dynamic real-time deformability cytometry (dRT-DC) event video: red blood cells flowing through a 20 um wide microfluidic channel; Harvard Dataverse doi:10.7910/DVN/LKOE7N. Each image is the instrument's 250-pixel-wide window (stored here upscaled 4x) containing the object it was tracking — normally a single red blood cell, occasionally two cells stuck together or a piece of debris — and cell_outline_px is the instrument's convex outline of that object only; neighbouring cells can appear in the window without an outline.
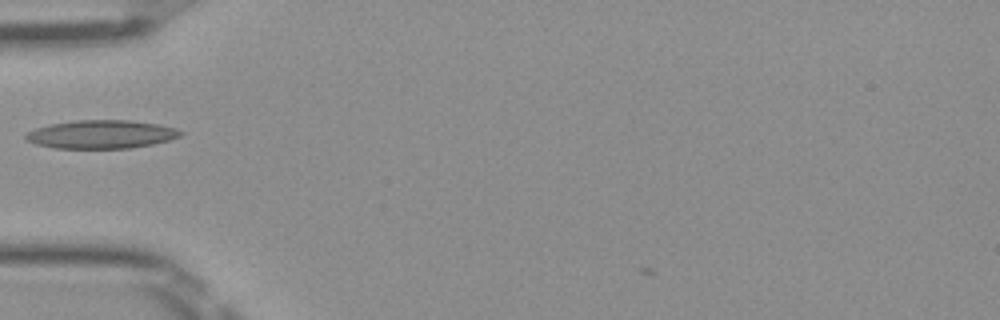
{"species": "Egyptian fruit bat (a non-hibernating species)", "species_latin": "Rousettus aegyptiacus", "temperature_condition": "room temperature", "stored_images_in_passage": 33, "camera_frame_rate_fps": 3000, "um_per_image_px": 0.085, "frame": {"image": 1, "passage_image": 3, "time_ms": 0.667, "image_size_px": [1000, 320], "cell_outline_px": [[184, 132], [180, 136], [168, 140], [152, 144], [132, 148], [52, 148], [36, 144], [24, 140], [24, 136], [28, 132], [36, 128], [52, 124], [76, 120], [128, 120], [156, 124], [176, 128]], "centroid_in_image_um": [8.59, 11.42], "position_along_channel_um": 76.4, "area_um2": 25.49}}
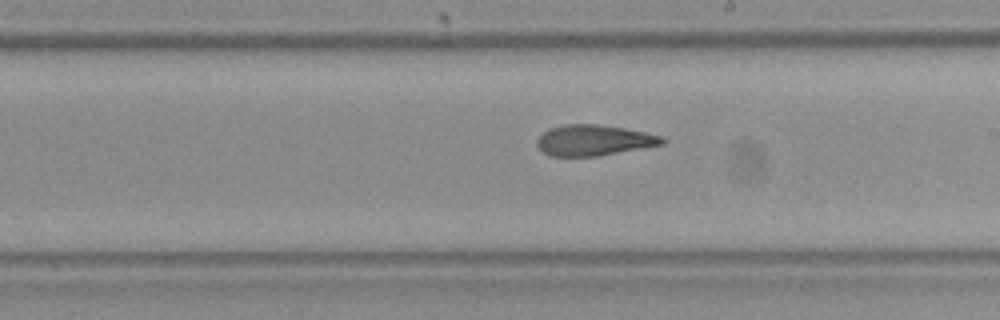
{"frame": {"image": 2, "passage_image": 15, "time_ms": 4.667, "image_size_px": [1000, 320], "cell_outline_px": [[668, 140], [664, 144], [600, 156], [548, 156], [536, 144], [536, 140], [548, 128], [564, 124], [596, 124], [624, 128], [664, 136]], "centroid_in_image_um": [50.5, 11.92], "position_along_channel_um": 238.5, "area_um2": 22.6}}
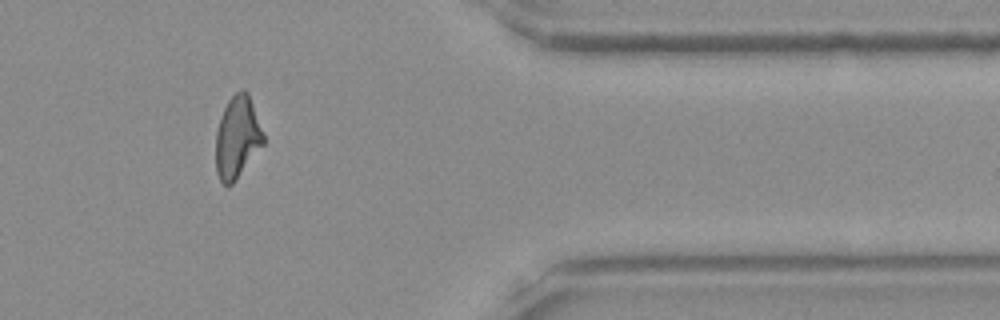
{"frame": {"image": 3, "passage_image": 28, "time_ms": 9.0, "image_size_px": [1000, 320], "cell_outline_px": [[264, 144], [236, 180], [232, 184], [224, 184], [220, 180], [216, 172], [216, 132], [220, 116], [228, 100], [236, 92], [244, 88], [248, 92], [264, 136]], "centroid_in_image_um": [20.16, 11.67], "position_along_channel_um": 391.2, "area_um2": 22.66}}